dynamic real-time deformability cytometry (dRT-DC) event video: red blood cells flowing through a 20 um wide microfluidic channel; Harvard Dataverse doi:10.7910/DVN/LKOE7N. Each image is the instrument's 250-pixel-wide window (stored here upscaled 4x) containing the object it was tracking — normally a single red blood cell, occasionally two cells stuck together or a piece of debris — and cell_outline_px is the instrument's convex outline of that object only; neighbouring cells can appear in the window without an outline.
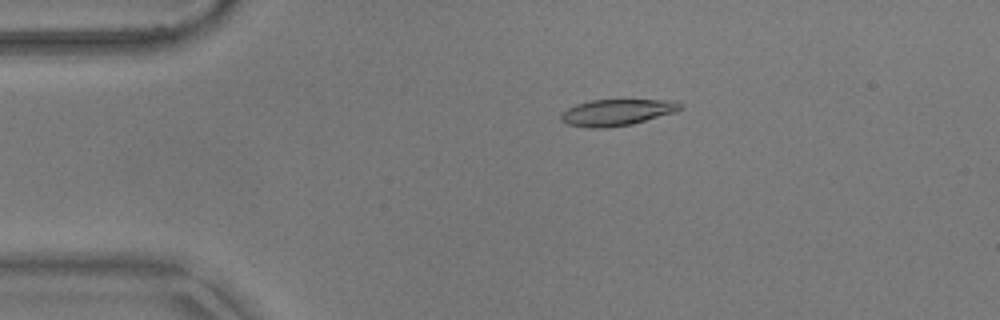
{"species": "common noctule bat (a hibernating species)", "species_latin": "Nyctalus noctula", "temperature_condition": "warm", "stored_images_in_passage": 37, "camera_frame_rate_fps": 3000, "um_per_image_px": 0.085, "animal": {"sex": "male", "body_mass_g": 17.9}, "frame": {"image": 1, "passage_image": 1, "time_ms": 0.0, "image_size_px": [1000, 320], "cell_outline_px": [[684, 104], [676, 112], [632, 124], [608, 128], [588, 128], [568, 124], [560, 120], [560, 112], [576, 104], [592, 100], [676, 100]], "centroid_in_image_um": [52.43, 9.55], "position_along_channel_um": 32.6, "area_um2": 18.5}}
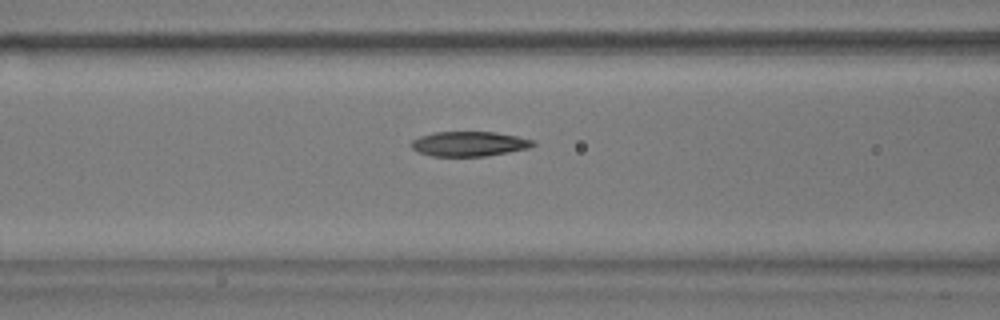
{"frame": {"image": 2, "passage_image": 12, "time_ms": 3.667, "image_size_px": [1000, 320], "cell_outline_px": [[536, 144], [528, 148], [508, 152], [484, 156], [432, 156], [420, 152], [412, 148], [408, 144], [412, 140], [420, 136], [432, 132], [496, 132], [516, 136], [532, 140]], "centroid_in_image_um": [39.83, 12.22], "position_along_channel_um": 126.8, "area_um2": 17.51}}
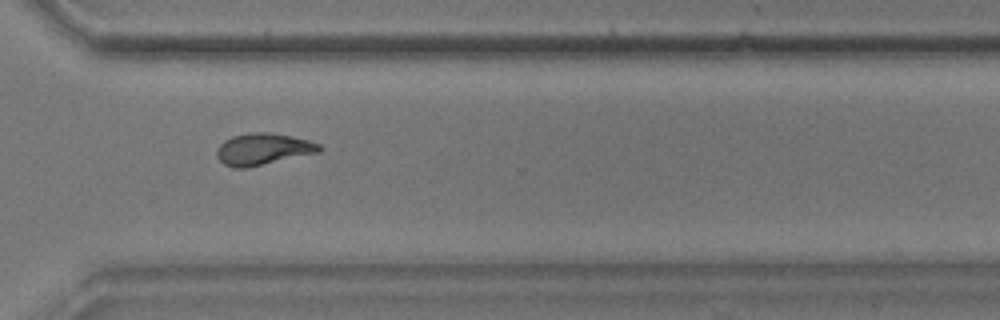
{"frame": {"image": 3, "passage_image": 30, "time_ms": 9.667, "image_size_px": [1000, 320], "cell_outline_px": [[320, 152], [244, 168], [232, 168], [224, 164], [216, 156], [216, 152], [220, 144], [224, 140], [232, 136], [252, 132], [268, 132], [308, 140], [320, 144]], "centroid_in_image_um": [22.32, 12.67], "position_along_channel_um": 348.3, "area_um2": 18.67}, "authors_computed_cell_mechanics": {"area_um2": 17.8602, "velocity_mm_per_s": 3.6939, "shape_relaxation_time_tau1_ms": null, "shape_relaxation_time_tau2_ms": 4.2013, "deformation_change_tau1": null, "deformation_change_tau2": 0.0764}}